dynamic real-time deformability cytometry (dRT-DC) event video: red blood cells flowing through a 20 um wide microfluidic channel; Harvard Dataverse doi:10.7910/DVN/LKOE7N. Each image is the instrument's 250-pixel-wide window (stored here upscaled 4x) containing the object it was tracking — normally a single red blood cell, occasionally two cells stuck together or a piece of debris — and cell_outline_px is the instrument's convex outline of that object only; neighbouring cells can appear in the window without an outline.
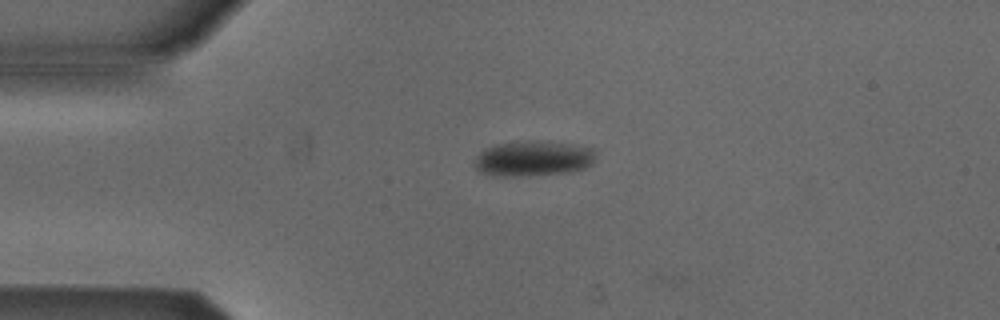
{"species": "Egyptian fruit bat (a non-hibernating species)", "species_latin": "Rousettus aegyptiacus", "temperature_condition": "cold", "stored_images_in_passage": 2, "camera_frame_rate_fps": 3000, "um_per_image_px": 0.085, "animal": {"sex": "male"}, "frame": {"image": 1, "passage_image": 1, "time_ms": 0.0, "image_size_px": [1000, 320], "cell_outline_px": [[596, 156], [592, 164], [584, 168], [568, 172], [528, 176], [492, 176], [480, 172], [476, 168], [476, 156], [484, 148], [496, 144], [528, 140], [536, 140], [572, 144], [592, 148], [596, 152]], "centroid_in_image_um": [45.32, 13.47], "position_along_channel_um": 39.7, "area_um2": 25.2}}